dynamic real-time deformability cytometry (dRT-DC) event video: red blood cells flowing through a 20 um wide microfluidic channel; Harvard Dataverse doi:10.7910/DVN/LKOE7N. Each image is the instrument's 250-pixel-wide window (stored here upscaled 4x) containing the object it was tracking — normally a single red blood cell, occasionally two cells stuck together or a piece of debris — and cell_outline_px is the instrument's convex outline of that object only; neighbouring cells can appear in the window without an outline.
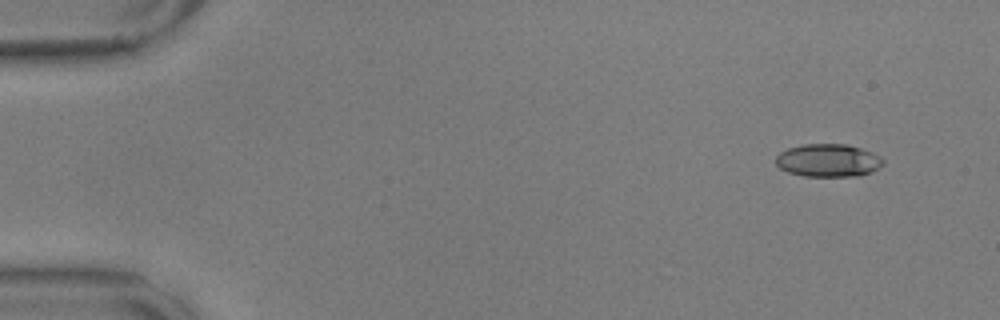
{"species": "common noctule bat (a hibernating species)", "species_latin": "Nyctalus noctula", "temperature_condition": "warm", "stored_images_in_passage": 35, "camera_frame_rate_fps": 3000, "um_per_image_px": 0.085, "animal": {"sex": "male", "body_mass_g": 17.9, "forearm_length_mm": 54.2}, "frame": {"image": 1, "passage_image": 1, "time_ms": 0.0, "image_size_px": [1000, 320], "cell_outline_px": [[884, 164], [872, 172], [860, 176], [804, 176], [788, 172], [780, 168], [776, 164], [776, 156], [780, 152], [788, 148], [804, 144], [848, 144], [872, 152], [880, 156], [884, 160]], "centroid_in_image_um": [70.42, 13.64], "position_along_channel_um": 14.6, "area_um2": 20.69}}
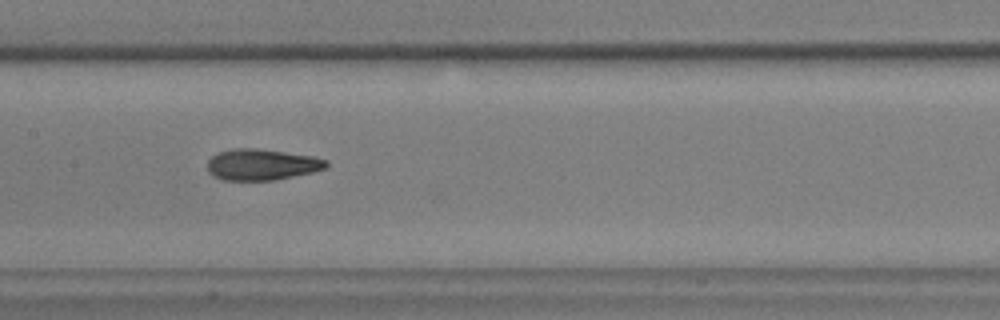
{"frame": {"image": 2, "passage_image": 25, "time_ms": 8.0, "image_size_px": [1000, 320], "cell_outline_px": [[328, 168], [312, 172], [276, 180], [220, 180], [212, 176], [208, 172], [208, 160], [216, 152], [232, 148], [256, 148], [312, 156], [328, 160]], "centroid_in_image_um": [22.22, 13.99], "position_along_channel_um": 185.2, "area_um2": 21.79}}
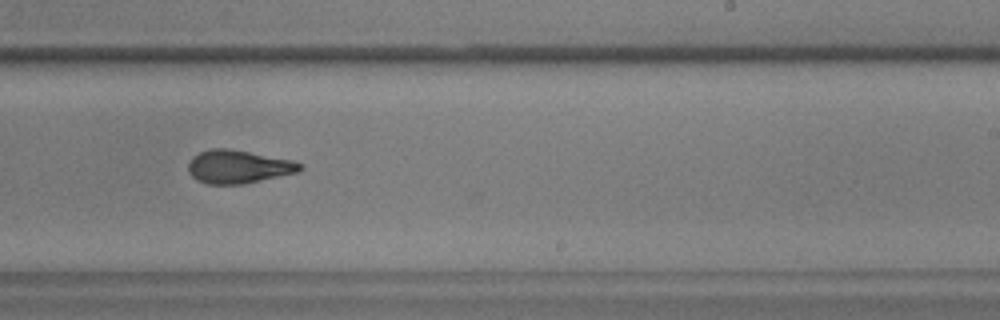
{"frame": {"image": 3, "passage_image": 32, "time_ms": 10.333, "image_size_px": [1000, 320], "cell_outline_px": [[304, 168], [300, 172], [244, 184], [208, 184], [196, 180], [188, 172], [188, 164], [192, 156], [200, 152], [212, 148], [228, 148], [292, 160], [304, 164]], "centroid_in_image_um": [20.28, 14.17], "position_along_channel_um": 268.7, "area_um2": 21.85}}